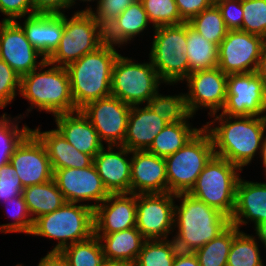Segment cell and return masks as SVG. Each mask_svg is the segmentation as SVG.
<instances>
[{
    "instance_id": "1",
    "label": "cell",
    "mask_w": 266,
    "mask_h": 266,
    "mask_svg": "<svg viewBox=\"0 0 266 266\" xmlns=\"http://www.w3.org/2000/svg\"><path fill=\"white\" fill-rule=\"evenodd\" d=\"M210 117L213 119L203 124V127L211 135L215 155L243 171L260 153L266 132V117L227 116L220 113Z\"/></svg>"
},
{
    "instance_id": "2",
    "label": "cell",
    "mask_w": 266,
    "mask_h": 266,
    "mask_svg": "<svg viewBox=\"0 0 266 266\" xmlns=\"http://www.w3.org/2000/svg\"><path fill=\"white\" fill-rule=\"evenodd\" d=\"M174 236L180 252H195L230 225V218L189 193L175 194Z\"/></svg>"
},
{
    "instance_id": "3",
    "label": "cell",
    "mask_w": 266,
    "mask_h": 266,
    "mask_svg": "<svg viewBox=\"0 0 266 266\" xmlns=\"http://www.w3.org/2000/svg\"><path fill=\"white\" fill-rule=\"evenodd\" d=\"M19 95L30 105L23 115H17L22 119L29 116L33 109L52 116L76 111L67 68L47 60L21 77Z\"/></svg>"
},
{
    "instance_id": "4",
    "label": "cell",
    "mask_w": 266,
    "mask_h": 266,
    "mask_svg": "<svg viewBox=\"0 0 266 266\" xmlns=\"http://www.w3.org/2000/svg\"><path fill=\"white\" fill-rule=\"evenodd\" d=\"M118 48L120 47L105 41L95 51L66 67L76 111L90 102L111 95L112 69L120 54Z\"/></svg>"
},
{
    "instance_id": "5",
    "label": "cell",
    "mask_w": 266,
    "mask_h": 266,
    "mask_svg": "<svg viewBox=\"0 0 266 266\" xmlns=\"http://www.w3.org/2000/svg\"><path fill=\"white\" fill-rule=\"evenodd\" d=\"M31 235L56 240L47 253L59 254L65 247L94 235V209L81 203L65 202L57 210L38 217Z\"/></svg>"
},
{
    "instance_id": "6",
    "label": "cell",
    "mask_w": 266,
    "mask_h": 266,
    "mask_svg": "<svg viewBox=\"0 0 266 266\" xmlns=\"http://www.w3.org/2000/svg\"><path fill=\"white\" fill-rule=\"evenodd\" d=\"M161 79L149 62H137L132 57L119 54L111 78V95L122 102L133 105H149L161 101L165 96L159 91Z\"/></svg>"
},
{
    "instance_id": "7",
    "label": "cell",
    "mask_w": 266,
    "mask_h": 266,
    "mask_svg": "<svg viewBox=\"0 0 266 266\" xmlns=\"http://www.w3.org/2000/svg\"><path fill=\"white\" fill-rule=\"evenodd\" d=\"M153 40L148 57L166 86L183 83L189 75L186 54V22L179 25L159 26L152 29Z\"/></svg>"
},
{
    "instance_id": "8",
    "label": "cell",
    "mask_w": 266,
    "mask_h": 266,
    "mask_svg": "<svg viewBox=\"0 0 266 266\" xmlns=\"http://www.w3.org/2000/svg\"><path fill=\"white\" fill-rule=\"evenodd\" d=\"M214 155L211 135L202 127L187 144L165 158L168 192L189 193Z\"/></svg>"
},
{
    "instance_id": "9",
    "label": "cell",
    "mask_w": 266,
    "mask_h": 266,
    "mask_svg": "<svg viewBox=\"0 0 266 266\" xmlns=\"http://www.w3.org/2000/svg\"><path fill=\"white\" fill-rule=\"evenodd\" d=\"M239 167L214 155L198 176L189 194L231 218L236 201Z\"/></svg>"
},
{
    "instance_id": "10",
    "label": "cell",
    "mask_w": 266,
    "mask_h": 266,
    "mask_svg": "<svg viewBox=\"0 0 266 266\" xmlns=\"http://www.w3.org/2000/svg\"><path fill=\"white\" fill-rule=\"evenodd\" d=\"M72 16L64 14V32L59 46L47 61L67 67L105 42V29L90 11L77 10Z\"/></svg>"
},
{
    "instance_id": "11",
    "label": "cell",
    "mask_w": 266,
    "mask_h": 266,
    "mask_svg": "<svg viewBox=\"0 0 266 266\" xmlns=\"http://www.w3.org/2000/svg\"><path fill=\"white\" fill-rule=\"evenodd\" d=\"M180 112L176 94L149 105L131 106L125 140L121 146L130 151L147 150L154 138Z\"/></svg>"
},
{
    "instance_id": "12",
    "label": "cell",
    "mask_w": 266,
    "mask_h": 266,
    "mask_svg": "<svg viewBox=\"0 0 266 266\" xmlns=\"http://www.w3.org/2000/svg\"><path fill=\"white\" fill-rule=\"evenodd\" d=\"M227 77L218 67L189 74L184 80L187 92L177 94L180 111L191 116L209 110L207 116L220 113L227 95Z\"/></svg>"
},
{
    "instance_id": "13",
    "label": "cell",
    "mask_w": 266,
    "mask_h": 266,
    "mask_svg": "<svg viewBox=\"0 0 266 266\" xmlns=\"http://www.w3.org/2000/svg\"><path fill=\"white\" fill-rule=\"evenodd\" d=\"M220 114L266 117V86L256 72L228 74L226 101Z\"/></svg>"
},
{
    "instance_id": "14",
    "label": "cell",
    "mask_w": 266,
    "mask_h": 266,
    "mask_svg": "<svg viewBox=\"0 0 266 266\" xmlns=\"http://www.w3.org/2000/svg\"><path fill=\"white\" fill-rule=\"evenodd\" d=\"M175 194H136V228L146 240L169 239L173 236Z\"/></svg>"
},
{
    "instance_id": "15",
    "label": "cell",
    "mask_w": 266,
    "mask_h": 266,
    "mask_svg": "<svg viewBox=\"0 0 266 266\" xmlns=\"http://www.w3.org/2000/svg\"><path fill=\"white\" fill-rule=\"evenodd\" d=\"M265 43L262 36L228 30L218 46V68L227 75L255 72Z\"/></svg>"
},
{
    "instance_id": "16",
    "label": "cell",
    "mask_w": 266,
    "mask_h": 266,
    "mask_svg": "<svg viewBox=\"0 0 266 266\" xmlns=\"http://www.w3.org/2000/svg\"><path fill=\"white\" fill-rule=\"evenodd\" d=\"M131 106L115 96L88 103L81 112L88 118L105 146L122 145Z\"/></svg>"
},
{
    "instance_id": "17",
    "label": "cell",
    "mask_w": 266,
    "mask_h": 266,
    "mask_svg": "<svg viewBox=\"0 0 266 266\" xmlns=\"http://www.w3.org/2000/svg\"><path fill=\"white\" fill-rule=\"evenodd\" d=\"M53 179L66 202H82L95 209L110 195L94 164L87 168L56 169Z\"/></svg>"
},
{
    "instance_id": "18",
    "label": "cell",
    "mask_w": 266,
    "mask_h": 266,
    "mask_svg": "<svg viewBox=\"0 0 266 266\" xmlns=\"http://www.w3.org/2000/svg\"><path fill=\"white\" fill-rule=\"evenodd\" d=\"M0 59L20 77L29 74L46 61L28 41L24 30L16 21H0Z\"/></svg>"
},
{
    "instance_id": "19",
    "label": "cell",
    "mask_w": 266,
    "mask_h": 266,
    "mask_svg": "<svg viewBox=\"0 0 266 266\" xmlns=\"http://www.w3.org/2000/svg\"><path fill=\"white\" fill-rule=\"evenodd\" d=\"M9 162L23 188L53 179L54 172L46 148L32 131L16 147Z\"/></svg>"
},
{
    "instance_id": "20",
    "label": "cell",
    "mask_w": 266,
    "mask_h": 266,
    "mask_svg": "<svg viewBox=\"0 0 266 266\" xmlns=\"http://www.w3.org/2000/svg\"><path fill=\"white\" fill-rule=\"evenodd\" d=\"M136 194H110L94 209V234H110L136 227Z\"/></svg>"
},
{
    "instance_id": "21",
    "label": "cell",
    "mask_w": 266,
    "mask_h": 266,
    "mask_svg": "<svg viewBox=\"0 0 266 266\" xmlns=\"http://www.w3.org/2000/svg\"><path fill=\"white\" fill-rule=\"evenodd\" d=\"M131 151L121 145L104 146L93 164L110 194L130 193Z\"/></svg>"
},
{
    "instance_id": "22",
    "label": "cell",
    "mask_w": 266,
    "mask_h": 266,
    "mask_svg": "<svg viewBox=\"0 0 266 266\" xmlns=\"http://www.w3.org/2000/svg\"><path fill=\"white\" fill-rule=\"evenodd\" d=\"M168 192L165 158L147 150L131 151L130 193Z\"/></svg>"
},
{
    "instance_id": "23",
    "label": "cell",
    "mask_w": 266,
    "mask_h": 266,
    "mask_svg": "<svg viewBox=\"0 0 266 266\" xmlns=\"http://www.w3.org/2000/svg\"><path fill=\"white\" fill-rule=\"evenodd\" d=\"M239 178L236 187L235 209L230 224L241 230L252 223L254 231L266 222V182L247 181Z\"/></svg>"
},
{
    "instance_id": "24",
    "label": "cell",
    "mask_w": 266,
    "mask_h": 266,
    "mask_svg": "<svg viewBox=\"0 0 266 266\" xmlns=\"http://www.w3.org/2000/svg\"><path fill=\"white\" fill-rule=\"evenodd\" d=\"M18 20L16 22L24 30L28 41L47 60L57 49L62 38L64 14H34Z\"/></svg>"
},
{
    "instance_id": "25",
    "label": "cell",
    "mask_w": 266,
    "mask_h": 266,
    "mask_svg": "<svg viewBox=\"0 0 266 266\" xmlns=\"http://www.w3.org/2000/svg\"><path fill=\"white\" fill-rule=\"evenodd\" d=\"M53 120L55 129L78 151L94 158L104 147L97 131L81 110L55 115Z\"/></svg>"
},
{
    "instance_id": "26",
    "label": "cell",
    "mask_w": 266,
    "mask_h": 266,
    "mask_svg": "<svg viewBox=\"0 0 266 266\" xmlns=\"http://www.w3.org/2000/svg\"><path fill=\"white\" fill-rule=\"evenodd\" d=\"M35 128L31 131L45 146L53 172L64 168H87L93 164L91 155L78 151L56 129L42 131L39 126Z\"/></svg>"
},
{
    "instance_id": "27",
    "label": "cell",
    "mask_w": 266,
    "mask_h": 266,
    "mask_svg": "<svg viewBox=\"0 0 266 266\" xmlns=\"http://www.w3.org/2000/svg\"><path fill=\"white\" fill-rule=\"evenodd\" d=\"M151 25L142 2L136 0L105 28V41L122 49Z\"/></svg>"
},
{
    "instance_id": "28",
    "label": "cell",
    "mask_w": 266,
    "mask_h": 266,
    "mask_svg": "<svg viewBox=\"0 0 266 266\" xmlns=\"http://www.w3.org/2000/svg\"><path fill=\"white\" fill-rule=\"evenodd\" d=\"M193 117L180 111L154 138L147 151L162 158L174 154L203 127H193L190 122Z\"/></svg>"
},
{
    "instance_id": "29",
    "label": "cell",
    "mask_w": 266,
    "mask_h": 266,
    "mask_svg": "<svg viewBox=\"0 0 266 266\" xmlns=\"http://www.w3.org/2000/svg\"><path fill=\"white\" fill-rule=\"evenodd\" d=\"M94 235L99 238L106 259L123 260L132 265L136 262L146 240L136 227L110 234Z\"/></svg>"
},
{
    "instance_id": "30",
    "label": "cell",
    "mask_w": 266,
    "mask_h": 266,
    "mask_svg": "<svg viewBox=\"0 0 266 266\" xmlns=\"http://www.w3.org/2000/svg\"><path fill=\"white\" fill-rule=\"evenodd\" d=\"M22 194L34 221L57 210L66 202L54 179L25 187Z\"/></svg>"
},
{
    "instance_id": "31",
    "label": "cell",
    "mask_w": 266,
    "mask_h": 266,
    "mask_svg": "<svg viewBox=\"0 0 266 266\" xmlns=\"http://www.w3.org/2000/svg\"><path fill=\"white\" fill-rule=\"evenodd\" d=\"M189 74L218 67V45L208 41L186 22Z\"/></svg>"
},
{
    "instance_id": "32",
    "label": "cell",
    "mask_w": 266,
    "mask_h": 266,
    "mask_svg": "<svg viewBox=\"0 0 266 266\" xmlns=\"http://www.w3.org/2000/svg\"><path fill=\"white\" fill-rule=\"evenodd\" d=\"M254 234H256L254 236ZM240 230L233 239L226 266H265L261 257L260 237Z\"/></svg>"
},
{
    "instance_id": "33",
    "label": "cell",
    "mask_w": 266,
    "mask_h": 266,
    "mask_svg": "<svg viewBox=\"0 0 266 266\" xmlns=\"http://www.w3.org/2000/svg\"><path fill=\"white\" fill-rule=\"evenodd\" d=\"M239 228L230 224L216 238L212 239L194 254L200 266H226L231 244Z\"/></svg>"
},
{
    "instance_id": "34",
    "label": "cell",
    "mask_w": 266,
    "mask_h": 266,
    "mask_svg": "<svg viewBox=\"0 0 266 266\" xmlns=\"http://www.w3.org/2000/svg\"><path fill=\"white\" fill-rule=\"evenodd\" d=\"M59 254L68 266H100L105 259L96 235L65 247Z\"/></svg>"
},
{
    "instance_id": "35",
    "label": "cell",
    "mask_w": 266,
    "mask_h": 266,
    "mask_svg": "<svg viewBox=\"0 0 266 266\" xmlns=\"http://www.w3.org/2000/svg\"><path fill=\"white\" fill-rule=\"evenodd\" d=\"M21 120V117L13 118L6 112L0 116V167L9 163L11 154L31 132V128L26 124L19 128Z\"/></svg>"
},
{
    "instance_id": "36",
    "label": "cell",
    "mask_w": 266,
    "mask_h": 266,
    "mask_svg": "<svg viewBox=\"0 0 266 266\" xmlns=\"http://www.w3.org/2000/svg\"><path fill=\"white\" fill-rule=\"evenodd\" d=\"M178 252L172 238L145 240L133 266H173Z\"/></svg>"
},
{
    "instance_id": "37",
    "label": "cell",
    "mask_w": 266,
    "mask_h": 266,
    "mask_svg": "<svg viewBox=\"0 0 266 266\" xmlns=\"http://www.w3.org/2000/svg\"><path fill=\"white\" fill-rule=\"evenodd\" d=\"M187 23L205 39L218 46L228 32L221 11L216 4L203 10Z\"/></svg>"
},
{
    "instance_id": "38",
    "label": "cell",
    "mask_w": 266,
    "mask_h": 266,
    "mask_svg": "<svg viewBox=\"0 0 266 266\" xmlns=\"http://www.w3.org/2000/svg\"><path fill=\"white\" fill-rule=\"evenodd\" d=\"M4 204L7 208L6 211H8V213H5L9 214L8 216H10L13 221L0 224V232L4 234L24 233L30 235L32 233L34 220L29 213L23 194L6 200Z\"/></svg>"
},
{
    "instance_id": "39",
    "label": "cell",
    "mask_w": 266,
    "mask_h": 266,
    "mask_svg": "<svg viewBox=\"0 0 266 266\" xmlns=\"http://www.w3.org/2000/svg\"><path fill=\"white\" fill-rule=\"evenodd\" d=\"M152 28L185 23L181 18L175 0H140Z\"/></svg>"
},
{
    "instance_id": "40",
    "label": "cell",
    "mask_w": 266,
    "mask_h": 266,
    "mask_svg": "<svg viewBox=\"0 0 266 266\" xmlns=\"http://www.w3.org/2000/svg\"><path fill=\"white\" fill-rule=\"evenodd\" d=\"M242 31L266 40V0H242Z\"/></svg>"
},
{
    "instance_id": "41",
    "label": "cell",
    "mask_w": 266,
    "mask_h": 266,
    "mask_svg": "<svg viewBox=\"0 0 266 266\" xmlns=\"http://www.w3.org/2000/svg\"><path fill=\"white\" fill-rule=\"evenodd\" d=\"M21 77L2 59H0V108L12 104L20 93Z\"/></svg>"
},
{
    "instance_id": "42",
    "label": "cell",
    "mask_w": 266,
    "mask_h": 266,
    "mask_svg": "<svg viewBox=\"0 0 266 266\" xmlns=\"http://www.w3.org/2000/svg\"><path fill=\"white\" fill-rule=\"evenodd\" d=\"M135 1L136 0H100L98 3H95V7H92L90 12L94 15V18L98 21V23L105 29Z\"/></svg>"
},
{
    "instance_id": "43",
    "label": "cell",
    "mask_w": 266,
    "mask_h": 266,
    "mask_svg": "<svg viewBox=\"0 0 266 266\" xmlns=\"http://www.w3.org/2000/svg\"><path fill=\"white\" fill-rule=\"evenodd\" d=\"M23 186L20 182L16 170L9 162L0 167V201L4 203L6 200L15 196L22 195Z\"/></svg>"
},
{
    "instance_id": "44",
    "label": "cell",
    "mask_w": 266,
    "mask_h": 266,
    "mask_svg": "<svg viewBox=\"0 0 266 266\" xmlns=\"http://www.w3.org/2000/svg\"><path fill=\"white\" fill-rule=\"evenodd\" d=\"M228 30H241L243 24L242 0H221L216 3Z\"/></svg>"
},
{
    "instance_id": "45",
    "label": "cell",
    "mask_w": 266,
    "mask_h": 266,
    "mask_svg": "<svg viewBox=\"0 0 266 266\" xmlns=\"http://www.w3.org/2000/svg\"><path fill=\"white\" fill-rule=\"evenodd\" d=\"M0 13L5 16L2 21H18L35 14L32 0H0Z\"/></svg>"
},
{
    "instance_id": "46",
    "label": "cell",
    "mask_w": 266,
    "mask_h": 266,
    "mask_svg": "<svg viewBox=\"0 0 266 266\" xmlns=\"http://www.w3.org/2000/svg\"><path fill=\"white\" fill-rule=\"evenodd\" d=\"M181 18L188 22L203 10L211 7V0H175Z\"/></svg>"
},
{
    "instance_id": "47",
    "label": "cell",
    "mask_w": 266,
    "mask_h": 266,
    "mask_svg": "<svg viewBox=\"0 0 266 266\" xmlns=\"http://www.w3.org/2000/svg\"><path fill=\"white\" fill-rule=\"evenodd\" d=\"M32 4L35 14H65L71 9V0H32Z\"/></svg>"
},
{
    "instance_id": "48",
    "label": "cell",
    "mask_w": 266,
    "mask_h": 266,
    "mask_svg": "<svg viewBox=\"0 0 266 266\" xmlns=\"http://www.w3.org/2000/svg\"><path fill=\"white\" fill-rule=\"evenodd\" d=\"M173 266H200L197 256L194 252H178L176 254Z\"/></svg>"
},
{
    "instance_id": "49",
    "label": "cell",
    "mask_w": 266,
    "mask_h": 266,
    "mask_svg": "<svg viewBox=\"0 0 266 266\" xmlns=\"http://www.w3.org/2000/svg\"><path fill=\"white\" fill-rule=\"evenodd\" d=\"M37 266H68L66 261L58 253H46L41 257Z\"/></svg>"
},
{
    "instance_id": "50",
    "label": "cell",
    "mask_w": 266,
    "mask_h": 266,
    "mask_svg": "<svg viewBox=\"0 0 266 266\" xmlns=\"http://www.w3.org/2000/svg\"><path fill=\"white\" fill-rule=\"evenodd\" d=\"M255 72L264 81L266 86V43L262 48L258 66Z\"/></svg>"
},
{
    "instance_id": "51",
    "label": "cell",
    "mask_w": 266,
    "mask_h": 266,
    "mask_svg": "<svg viewBox=\"0 0 266 266\" xmlns=\"http://www.w3.org/2000/svg\"><path fill=\"white\" fill-rule=\"evenodd\" d=\"M100 266H133L131 263L123 260L104 259Z\"/></svg>"
},
{
    "instance_id": "52",
    "label": "cell",
    "mask_w": 266,
    "mask_h": 266,
    "mask_svg": "<svg viewBox=\"0 0 266 266\" xmlns=\"http://www.w3.org/2000/svg\"><path fill=\"white\" fill-rule=\"evenodd\" d=\"M259 157H261V164L263 165V172L266 171V132L264 134L263 140H262V145L259 153Z\"/></svg>"
},
{
    "instance_id": "53",
    "label": "cell",
    "mask_w": 266,
    "mask_h": 266,
    "mask_svg": "<svg viewBox=\"0 0 266 266\" xmlns=\"http://www.w3.org/2000/svg\"><path fill=\"white\" fill-rule=\"evenodd\" d=\"M261 240L262 246L266 250V222L255 231ZM266 252V251H265Z\"/></svg>"
},
{
    "instance_id": "54",
    "label": "cell",
    "mask_w": 266,
    "mask_h": 266,
    "mask_svg": "<svg viewBox=\"0 0 266 266\" xmlns=\"http://www.w3.org/2000/svg\"><path fill=\"white\" fill-rule=\"evenodd\" d=\"M80 2V3H85L86 2V4L88 5V6H86V7H84L85 9H82V11H90V10H92V6L90 5V2H99L100 0H71V8H73L74 9V6H76V4L78 3V2ZM89 3V4H88Z\"/></svg>"
},
{
    "instance_id": "55",
    "label": "cell",
    "mask_w": 266,
    "mask_h": 266,
    "mask_svg": "<svg viewBox=\"0 0 266 266\" xmlns=\"http://www.w3.org/2000/svg\"><path fill=\"white\" fill-rule=\"evenodd\" d=\"M213 2V4H216L218 1H221V0H211Z\"/></svg>"
},
{
    "instance_id": "56",
    "label": "cell",
    "mask_w": 266,
    "mask_h": 266,
    "mask_svg": "<svg viewBox=\"0 0 266 266\" xmlns=\"http://www.w3.org/2000/svg\"><path fill=\"white\" fill-rule=\"evenodd\" d=\"M15 266H25L22 263H17Z\"/></svg>"
}]
</instances>
